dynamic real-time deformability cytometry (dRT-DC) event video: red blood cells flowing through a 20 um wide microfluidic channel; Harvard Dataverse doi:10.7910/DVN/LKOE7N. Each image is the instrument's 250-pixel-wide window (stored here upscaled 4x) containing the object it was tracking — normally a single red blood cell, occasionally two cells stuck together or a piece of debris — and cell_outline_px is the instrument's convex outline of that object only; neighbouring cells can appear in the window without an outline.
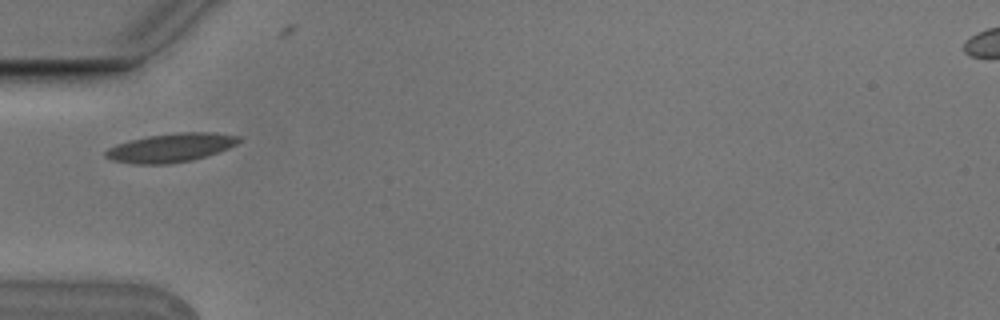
{"species": "Egyptian fruit bat (a non-hibernating species)", "species_latin": "Rousettus aegyptiacus", "temperature_condition": "cold", "stored_images_in_passage": 3, "camera_frame_rate_fps": 3000, "um_per_image_px": 0.085, "animal": {"sex": "male"}, "frame": {"image": 1, "passage_image": 2, "time_ms": 0.333, "image_size_px": [1000, 320], "cell_outline_px": [[240, 140], [236, 144], [228, 148], [192, 160], [168, 164], [132, 164], [112, 160], [104, 156], [104, 152], [108, 148], [116, 144], [148, 136], [180, 132], [216, 132], [240, 136]], "centroid_in_image_um": [14.5, 12.55], "position_along_channel_um": 70.5, "area_um2": 22.2}}